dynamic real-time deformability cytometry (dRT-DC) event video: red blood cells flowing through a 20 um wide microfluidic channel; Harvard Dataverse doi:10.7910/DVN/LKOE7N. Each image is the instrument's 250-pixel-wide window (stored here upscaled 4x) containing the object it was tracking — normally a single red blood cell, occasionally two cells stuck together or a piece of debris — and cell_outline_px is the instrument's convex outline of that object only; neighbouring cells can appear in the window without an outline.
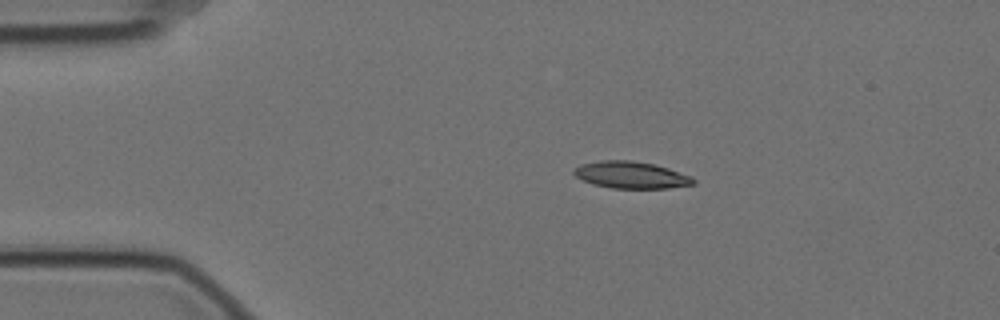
{"species": "Egyptian fruit bat (a non-hibernating species)", "species_latin": "Rousettus aegyptiacus", "temperature_condition": "cold", "stored_images_in_passage": 47, "camera_frame_rate_fps": 3000, "um_per_image_px": 0.085, "animal": {"sex": "female"}, "frame": {"image": 1, "passage_image": 1, "time_ms": 0.0, "image_size_px": [1000, 320], "cell_outline_px": [[696, 184], [668, 188], [612, 188], [592, 184], [576, 176], [572, 172], [580, 164], [600, 160], [632, 160], [656, 164], [692, 176], [696, 180]], "centroid_in_image_um": [53.67, 14.86], "position_along_channel_um": 31.3, "area_um2": 18.84}}
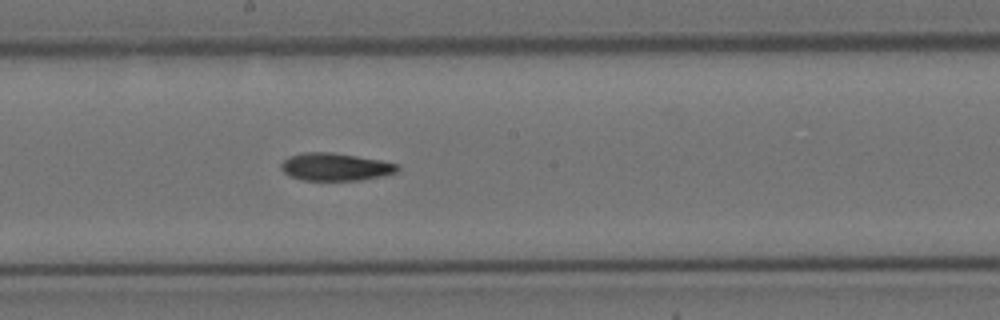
{"frame": {"image": 2, "passage_image": 21, "time_ms": 6.667, "image_size_px": [1000, 320], "cell_outline_px": [[400, 168], [396, 172], [380, 176], [360, 180], [304, 180], [292, 176], [284, 172], [280, 168], [280, 164], [288, 156], [304, 152], [332, 152], [380, 160], [396, 164]], "centroid_in_image_um": [28.47, 14.17], "position_along_channel_um": 219.7, "area_um2": 18.55}}
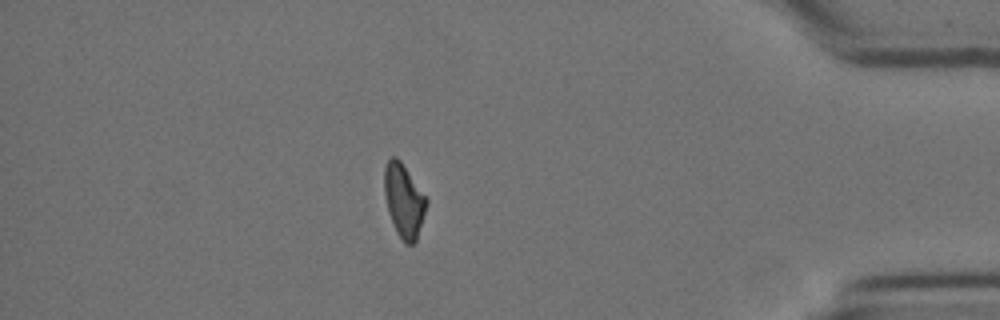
{"frame": {"image": 3, "passage_image": 40, "time_ms": 13.0, "image_size_px": [1000, 320], "cell_outline_px": [[428, 200], [416, 240], [412, 244], [404, 244], [396, 232], [388, 212], [384, 196], [384, 168], [388, 160], [392, 156], [396, 156], [400, 160]], "centroid_in_image_um": [34.3, 17.05], "position_along_channel_um": 400.9, "area_um2": 17.86}, "authors_computed_cell_mechanics": {"area_um2": 18.785, "velocity_mm_per_s": 3.5067, "shape_relaxation_time_tau1_ms": 11.358, "shape_relaxation_time_tau2_ms": null, "deformation_change_tau1": 0.2287, "deformation_change_tau2": null}}